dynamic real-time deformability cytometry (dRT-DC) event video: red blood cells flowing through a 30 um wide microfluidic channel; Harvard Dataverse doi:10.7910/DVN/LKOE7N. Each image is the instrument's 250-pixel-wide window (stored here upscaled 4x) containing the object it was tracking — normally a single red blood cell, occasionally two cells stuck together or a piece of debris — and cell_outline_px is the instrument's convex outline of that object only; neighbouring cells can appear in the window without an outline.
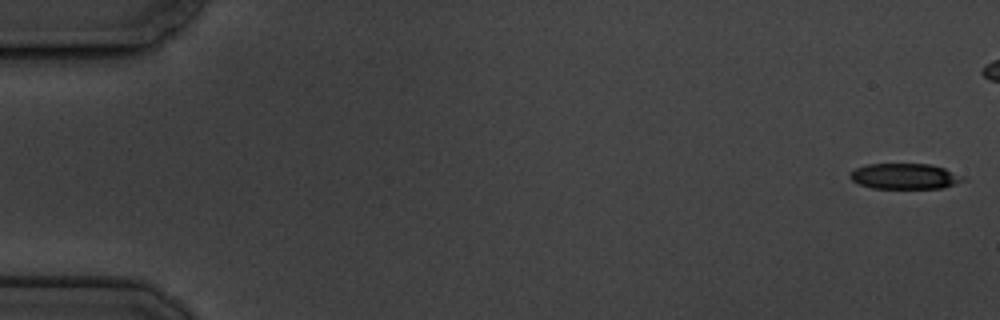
{"species": "common noctule bat (a hibernating species)", "species_latin": "Nyctalus noctula", "temperature_condition": "cold", "stored_images_in_passage": 7, "camera_frame_rate_fps": 3000, "um_per_image_px": 0.085, "animal": {"sex": "male", "body_mass_g": 19.5, "forearm_length_mm": 54.6}, "frame": {"image": 1, "passage_image": 1, "time_ms": 0.0, "image_size_px": [1000, 320], "cell_outline_px": [[968, 180], [944, 188], [872, 188], [860, 184], [852, 180], [848, 176], [856, 168], [868, 164], [928, 164], [944, 168]], "centroid_in_image_um": [76.91, 14.99], "position_along_channel_um": 8.1, "area_um2": 16.7}}